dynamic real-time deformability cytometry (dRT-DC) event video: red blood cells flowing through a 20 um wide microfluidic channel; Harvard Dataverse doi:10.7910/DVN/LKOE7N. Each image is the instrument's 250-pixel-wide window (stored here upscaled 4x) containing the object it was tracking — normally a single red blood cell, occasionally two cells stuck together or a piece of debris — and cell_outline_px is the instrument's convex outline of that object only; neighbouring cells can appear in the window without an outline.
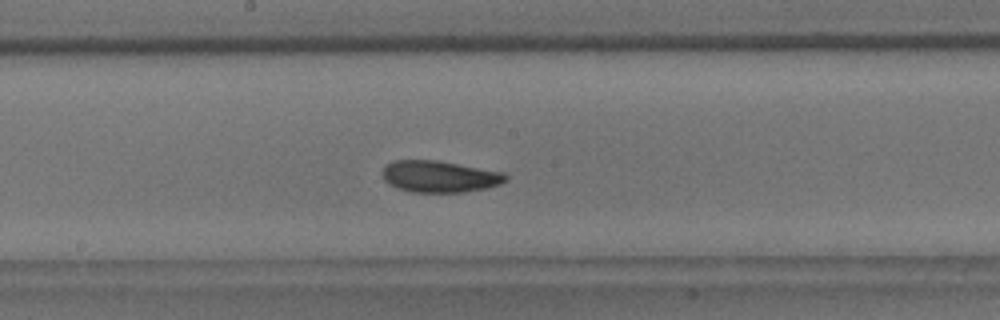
{"species": "common noctule bat (a hibernating species)", "species_latin": "Nyctalus noctula", "temperature_condition": "room temperature", "stored_images_in_passage": 43, "camera_frame_rate_fps": 3000, "um_per_image_px": 0.085, "animal": {"sex": "male", "body_mass_g": 18.8}, "frame": {"image": 1, "passage_image": 18, "time_ms": 5.667, "image_size_px": [1000, 320], "cell_outline_px": [[508, 180], [500, 184], [484, 188], [464, 192], [412, 192], [396, 188], [388, 184], [384, 180], [384, 164], [392, 160], [436, 160], [504, 172], [508, 176]], "centroid_in_image_um": [37.35, 15.0], "position_along_channel_um": 210.9, "area_um2": 22.77}}
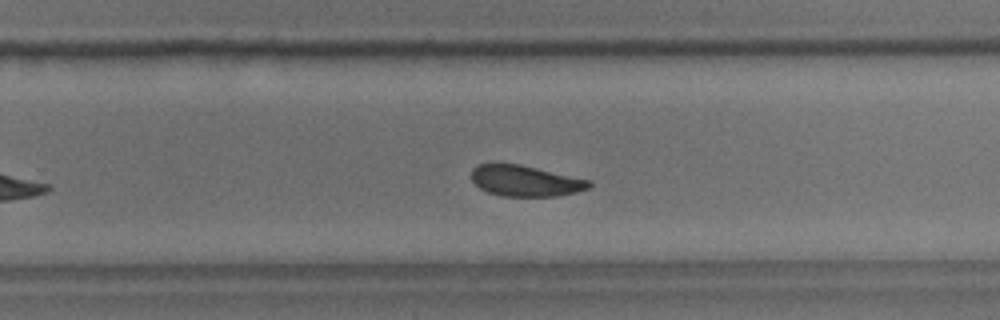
{"frame": {"image": 2, "passage_image": 24, "time_ms": 7.667, "image_size_px": [1000, 320], "cell_outline_px": [[592, 184], [588, 188], [576, 192], [556, 196], [504, 196], [488, 192], [480, 188], [472, 180], [472, 168], [476, 164], [492, 160], [496, 160], [520, 164], [592, 180]], "centroid_in_image_um": [44.6, 15.32], "position_along_channel_um": 285.2, "area_um2": 21.85}}
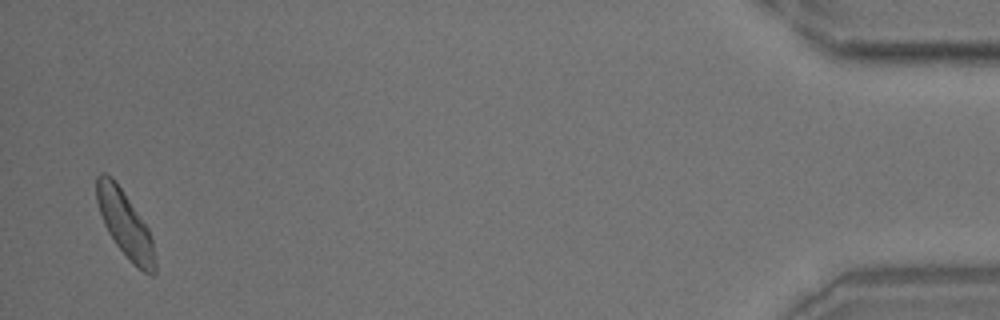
{"frame": {"image": 3, "passage_image": 42, "time_ms": 13.667, "image_size_px": [1000, 320], "cell_outline_px": [[156, 272], [152, 276], [144, 272], [132, 264], [116, 244], [108, 232], [104, 224], [96, 200], [96, 176], [100, 172], [104, 172], [112, 176], [148, 228], [152, 240], [156, 260]], "centroid_in_image_um": [10.63, 19.07], "position_along_channel_um": 424.6, "area_um2": 22.37}, "authors_computed_cell_mechanics": {"area_um2": 22.3686, "velocity_mm_per_s": 3.7277, "shape_relaxation_time_tau1_ms": 3.4466, "shape_relaxation_time_tau2_ms": 4.0161, "deformation_change_tau1": 0.0972, "deformation_change_tau2": 0.1119}}